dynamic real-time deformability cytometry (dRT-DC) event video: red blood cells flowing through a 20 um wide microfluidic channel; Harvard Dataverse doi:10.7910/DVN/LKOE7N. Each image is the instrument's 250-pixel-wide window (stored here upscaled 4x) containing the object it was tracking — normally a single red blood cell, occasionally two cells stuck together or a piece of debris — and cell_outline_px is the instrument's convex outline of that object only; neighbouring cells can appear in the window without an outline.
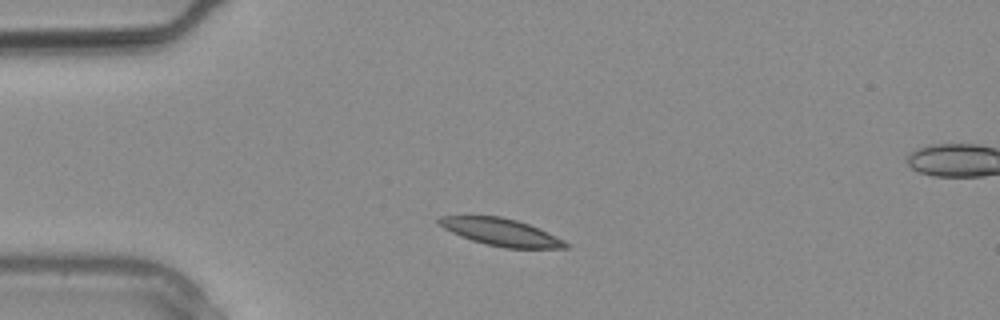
{"species": "common noctule bat (a hibernating species)", "species_latin": "Nyctalus noctula", "temperature_condition": "warm", "stored_images_in_passage": 2, "segment_of_instrument_passage": [1, 2], "camera_frame_rate_fps": 3000, "um_per_image_px": 0.085, "animal": {"sex": "male", "body_mass_g": 20.4}, "frame": {"image": 1, "passage_image": 1, "time_ms": 0.0, "image_size_px": [1000, 320], "cell_outline_px": [[568, 248], [504, 248], [484, 244], [460, 236], [444, 228], [436, 220], [440, 216], [500, 216], [516, 220], [528, 224], [564, 240], [568, 244]], "centroid_in_image_um": [42.56, 19.73], "position_along_channel_um": 42.4, "area_um2": 19.88}}